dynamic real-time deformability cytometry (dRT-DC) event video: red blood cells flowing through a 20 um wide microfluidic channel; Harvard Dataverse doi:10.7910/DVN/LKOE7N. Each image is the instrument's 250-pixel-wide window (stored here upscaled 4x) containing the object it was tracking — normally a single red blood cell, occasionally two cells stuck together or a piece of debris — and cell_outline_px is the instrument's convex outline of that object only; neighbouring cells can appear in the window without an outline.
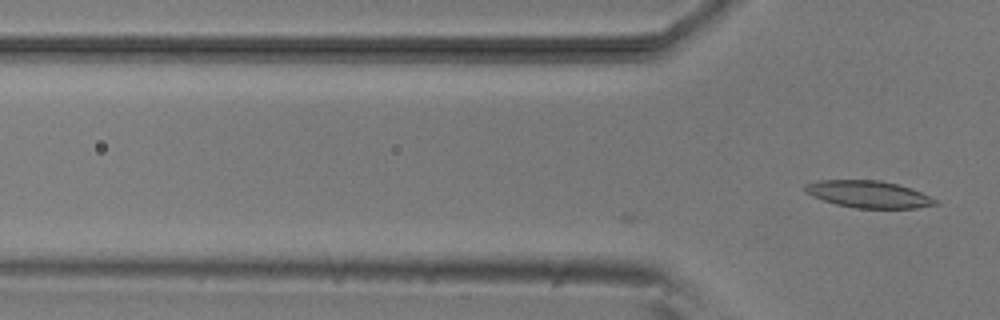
{"species": "common noctule bat (a hibernating species)", "species_latin": "Nyctalus noctula", "temperature_condition": "room temperature", "stored_images_in_passage": 15, "camera_frame_rate_fps": 3000, "um_per_image_px": 0.085, "animal": {"sex": "male", "body_mass_g": 20.5, "forearm_length_mm": 52.5}, "frame": {"image": 1, "passage_image": 15, "time_ms": 4.667, "image_size_px": [1000, 320], "cell_outline_px": [[940, 204], [916, 208], [856, 208], [836, 204], [812, 196], [804, 192], [804, 188], [808, 184], [820, 180], [880, 180], [912, 188], [936, 200]], "centroid_in_image_um": [73.83, 16.51], "position_along_channel_um": 52.0, "area_um2": 20.35}}